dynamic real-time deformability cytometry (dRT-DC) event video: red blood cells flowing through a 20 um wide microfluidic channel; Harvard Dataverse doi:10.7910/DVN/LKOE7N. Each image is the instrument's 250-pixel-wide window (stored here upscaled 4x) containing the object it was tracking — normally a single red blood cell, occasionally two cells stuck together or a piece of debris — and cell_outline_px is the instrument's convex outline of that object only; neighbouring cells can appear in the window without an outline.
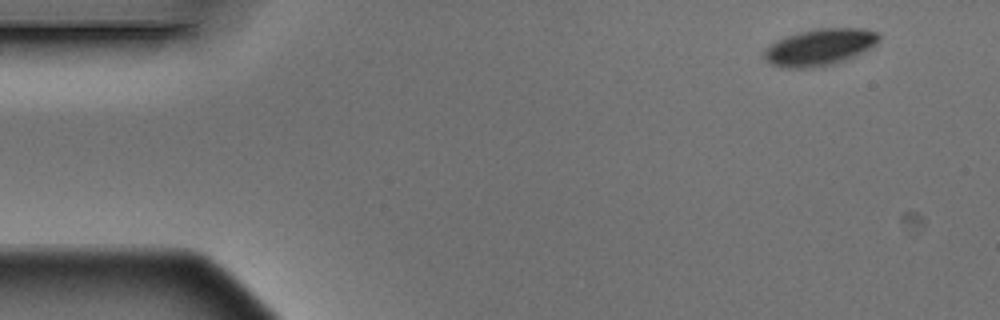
{"species": "Egyptian fruit bat (a non-hibernating species)", "species_latin": "Rousettus aegyptiacus", "temperature_condition": "warm", "stored_images_in_passage": 4, "camera_frame_rate_fps": 3000, "um_per_image_px": 0.085, "animal": {"sex": "male"}, "frame": {"image": 1, "passage_image": 1, "time_ms": 0.0, "image_size_px": [1000, 320], "cell_outline_px": [[880, 40], [876, 44], [844, 60], [812, 68], [788, 68], [772, 64], [764, 56], [764, 52], [776, 40], [784, 36], [816, 28], [864, 28], [880, 32]], "centroid_in_image_um": [69.7, 3.98], "position_along_channel_um": 15.3, "area_um2": 24.16}}